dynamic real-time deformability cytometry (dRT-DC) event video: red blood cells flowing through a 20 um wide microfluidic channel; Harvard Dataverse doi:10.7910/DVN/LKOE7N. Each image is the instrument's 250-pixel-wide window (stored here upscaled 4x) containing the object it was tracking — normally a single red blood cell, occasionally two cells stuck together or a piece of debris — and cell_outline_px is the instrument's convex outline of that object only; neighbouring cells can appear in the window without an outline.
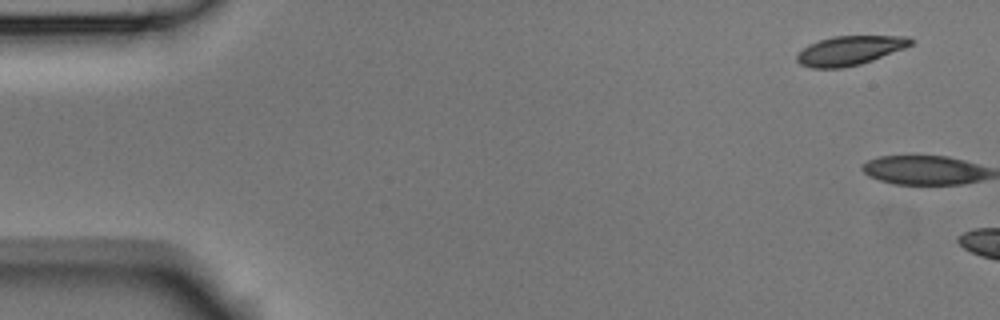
{"species": "Egyptian fruit bat (a non-hibernating species)", "species_latin": "Rousettus aegyptiacus", "temperature_condition": "room temperature", "stored_images_in_passage": 2, "camera_frame_rate_fps": 3000, "um_per_image_px": 0.085, "animal": {"sex": "male"}, "frame": {"image": 1, "passage_image": 1, "time_ms": 0.0, "image_size_px": [1000, 320], "cell_outline_px": [[916, 40], [912, 44], [904, 48], [872, 60], [860, 64], [840, 68], [812, 68], [800, 64], [796, 60], [796, 56], [808, 44], [832, 36], [908, 36]], "centroid_in_image_um": [72.24, 4.28], "position_along_channel_um": 12.8, "area_um2": 19.31}}